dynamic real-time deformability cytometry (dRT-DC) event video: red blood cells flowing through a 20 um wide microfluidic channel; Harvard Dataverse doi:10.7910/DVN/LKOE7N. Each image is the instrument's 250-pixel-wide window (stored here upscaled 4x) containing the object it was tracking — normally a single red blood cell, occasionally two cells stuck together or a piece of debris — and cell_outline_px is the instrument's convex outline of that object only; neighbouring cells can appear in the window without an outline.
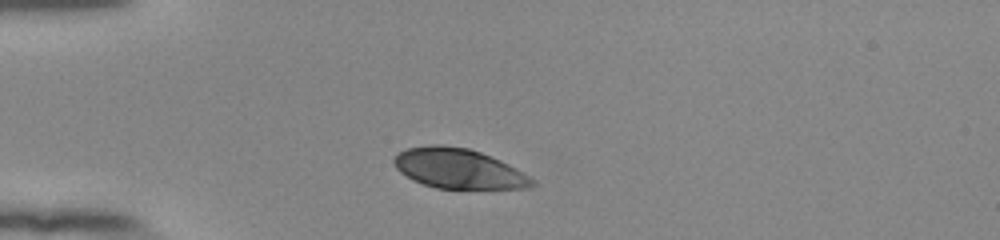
{"species": "human", "species_latin": "Homo sapiens", "temperature_condition": "room temperature", "stored_images_in_passage": 40, "camera_frame_rate_fps": 3000, "um_per_image_px": 0.085, "donor": {"sex": "female"}, "frame": {"image": 1, "passage_image": 1, "time_ms": 0.0, "image_size_px": [1000, 240], "cell_outline_px": [[536, 184], [528, 188], [436, 188], [412, 180], [400, 172], [396, 168], [392, 160], [396, 152], [408, 148], [428, 144], [444, 144], [468, 148], [480, 152], [500, 160], [516, 168], [536, 180]], "centroid_in_image_um": [38.95, 14.31], "position_along_channel_um": 46.1, "area_um2": 32.31}}
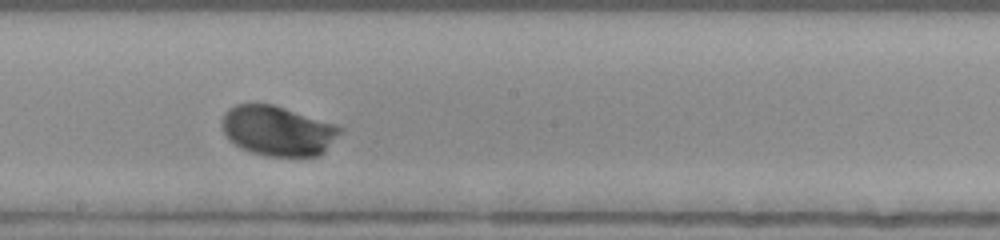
{"frame": {"image": 2, "passage_image": 17, "time_ms": 5.333, "image_size_px": [1000, 240], "cell_outline_px": [[344, 128], [324, 152], [320, 156], [268, 156], [252, 152], [240, 148], [228, 140], [224, 132], [224, 112], [228, 108], [236, 104], [272, 104], [336, 124]], "centroid_in_image_um": [23.62, 11.12], "position_along_channel_um": 224.6, "area_um2": 34.16}}
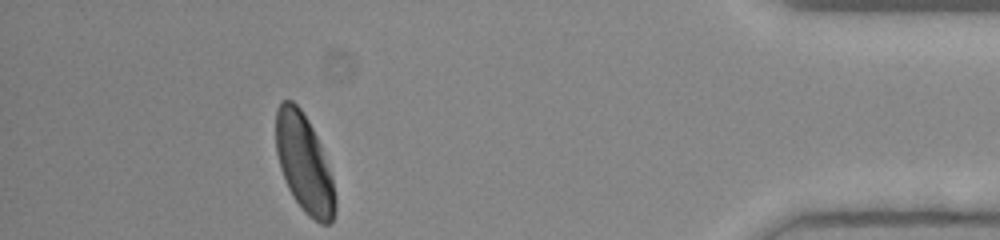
{"frame": {"image": 3, "passage_image": 35, "time_ms": 11.333, "image_size_px": [1000, 240], "cell_outline_px": [[336, 212], [332, 224], [320, 224], [308, 216], [304, 212], [292, 196], [284, 180], [280, 168], [276, 152], [276, 108], [280, 100], [292, 100], [300, 108], [308, 120], [320, 144], [332, 180], [336, 200]], "centroid_in_image_um": [25.84, 13.92], "position_along_channel_um": 409.4, "area_um2": 33.93}, "authors_computed_cell_mechanics": {"area_um2": 34.0153, "velocity_mm_per_s": 3.8606, "shape_relaxation_time_tau1_ms": 1.9963, "shape_relaxation_time_tau2_ms": null, "deformation_change_tau1": 0.1537, "deformation_change_tau2": null}}